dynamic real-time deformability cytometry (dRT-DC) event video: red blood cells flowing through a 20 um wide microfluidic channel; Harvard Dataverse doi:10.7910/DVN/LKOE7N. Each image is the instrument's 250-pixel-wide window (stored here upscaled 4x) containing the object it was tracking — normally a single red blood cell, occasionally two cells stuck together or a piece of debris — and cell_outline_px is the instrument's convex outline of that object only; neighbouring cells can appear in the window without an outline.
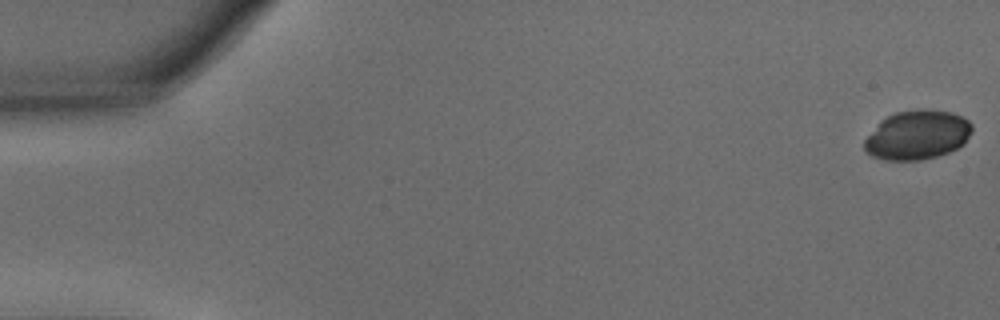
{"species": "common noctule bat (a hibernating species)", "species_latin": "Nyctalus noctula", "temperature_condition": "warm", "stored_images_in_passage": 53, "camera_frame_rate_fps": 3000, "um_per_image_px": 0.085, "animal": {"sex": "male", "body_mass_g": 15.6}, "frame": {"image": 1, "passage_image": 1, "time_ms": 0.0, "image_size_px": [1000, 320], "cell_outline_px": [[972, 132], [964, 144], [948, 152], [936, 156], [920, 160], [884, 160], [872, 156], [864, 148], [864, 140], [880, 120], [896, 112], [916, 108], [928, 108], [952, 112], [968, 120], [972, 124]], "centroid_in_image_um": [77.98, 11.45], "position_along_channel_um": 7.0, "area_um2": 31.1}}
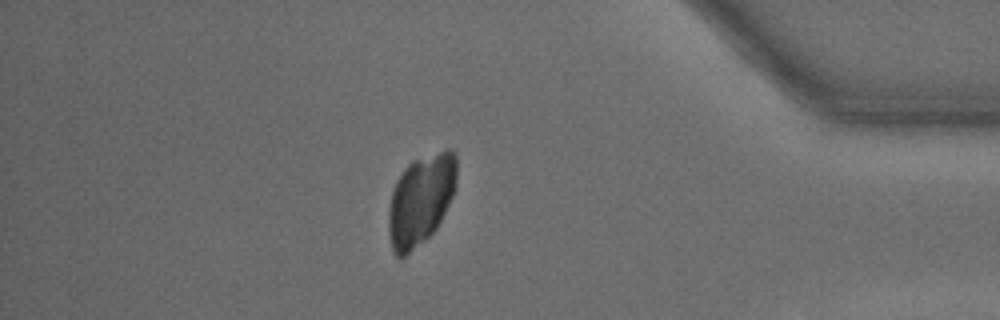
{"frame": {"image": 2, "passage_image": 46, "time_ms": 15.0, "image_size_px": [1000, 320], "cell_outline_px": [[456, 188], [436, 228], [424, 240], [404, 256], [396, 256], [392, 252], [388, 232], [388, 212], [392, 192], [396, 180], [404, 168], [412, 160], [444, 148], [452, 148], [456, 152]], "centroid_in_image_um": [35.76, 16.93], "position_along_channel_um": 399.4, "area_um2": 36.07}}
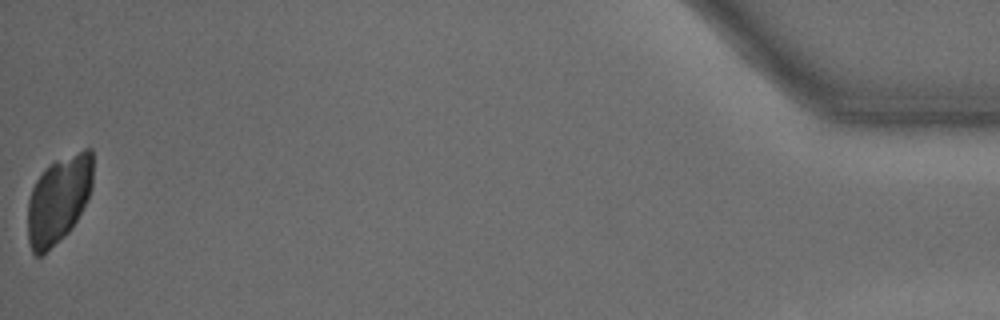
{"frame": {"image": 3, "passage_image": 53, "time_ms": 17.333, "image_size_px": [1000, 320], "cell_outline_px": [[92, 188], [88, 200], [72, 228], [64, 236], [40, 256], [36, 256], [32, 252], [28, 240], [28, 200], [32, 188], [36, 180], [44, 168], [48, 164], [56, 160], [84, 148], [92, 148]], "centroid_in_image_um": [4.99, 16.93], "position_along_channel_um": 430.2, "area_um2": 33.41}}